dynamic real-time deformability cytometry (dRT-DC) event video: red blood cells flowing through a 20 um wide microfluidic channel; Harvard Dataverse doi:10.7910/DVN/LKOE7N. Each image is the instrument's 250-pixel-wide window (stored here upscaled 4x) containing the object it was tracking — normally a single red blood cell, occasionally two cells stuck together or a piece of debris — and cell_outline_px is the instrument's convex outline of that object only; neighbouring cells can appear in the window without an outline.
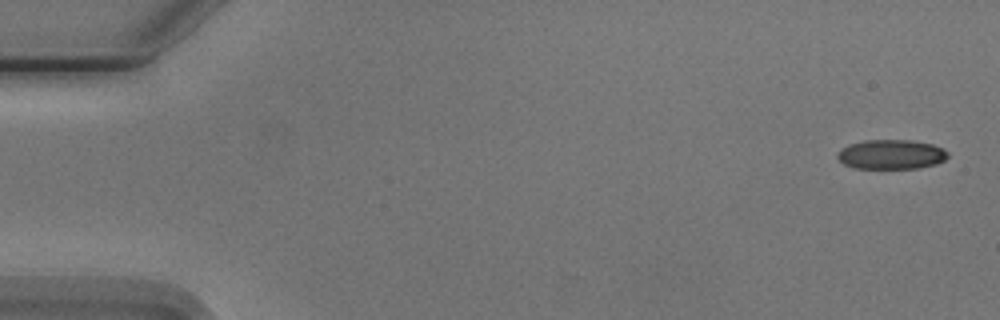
{"species": "Egyptian fruit bat (a non-hibernating species)", "species_latin": "Rousettus aegyptiacus", "temperature_condition": "cold", "stored_images_in_passage": 5, "camera_frame_rate_fps": 3000, "um_per_image_px": 0.085, "animal": {"sex": "male"}, "frame": {"image": 1, "passage_image": 1, "time_ms": 0.0, "image_size_px": [1000, 320], "cell_outline_px": [[948, 156], [944, 160], [936, 164], [920, 168], [856, 168], [844, 164], [836, 156], [836, 152], [840, 148], [848, 144], [864, 140], [912, 140], [932, 144], [944, 148], [948, 152]], "centroid_in_image_um": [75.74, 13.11], "position_along_channel_um": 9.3, "area_um2": 19.19}}
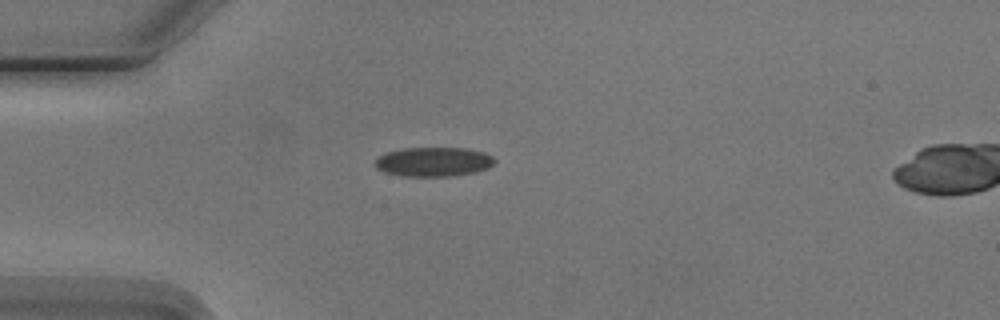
{"frame": {"image": 2, "passage_image": 4, "time_ms": 4.333, "image_size_px": [1000, 320], "cell_outline_px": [[496, 160], [488, 168], [476, 172], [452, 176], [404, 176], [384, 172], [376, 168], [372, 164], [384, 152], [400, 148], [464, 148], [484, 152], [492, 156]], "centroid_in_image_um": [36.82, 13.75], "position_along_channel_um": 48.2, "area_um2": 20.58}}